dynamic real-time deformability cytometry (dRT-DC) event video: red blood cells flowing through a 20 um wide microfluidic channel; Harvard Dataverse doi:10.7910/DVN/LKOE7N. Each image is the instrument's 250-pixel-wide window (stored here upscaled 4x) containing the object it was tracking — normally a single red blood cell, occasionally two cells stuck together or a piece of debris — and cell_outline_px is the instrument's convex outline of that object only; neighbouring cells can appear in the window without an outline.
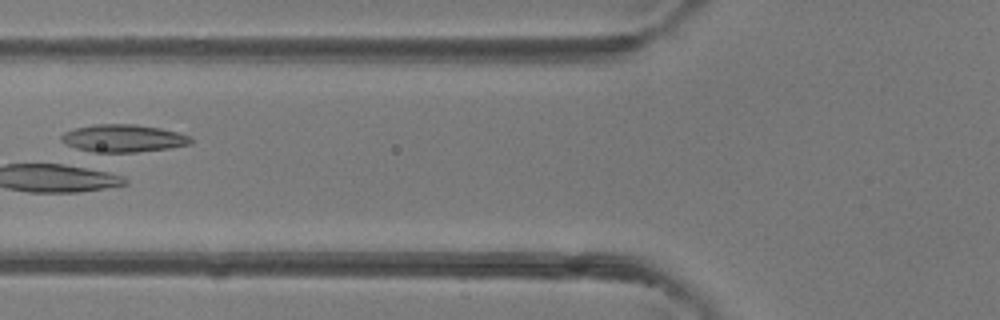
{"species": "common noctule bat (a hibernating species)", "species_latin": "Nyctalus noctula", "temperature_condition": "room temperature", "stored_images_in_passage": 6, "camera_frame_rate_fps": 3000, "um_per_image_px": 0.085, "animal": {"sex": "female"}, "frame": {"image": 1, "passage_image": 6, "time_ms": 5.667, "image_size_px": [1000, 320], "cell_outline_px": [[192, 144], [168, 148], [136, 152], [84, 152], [60, 140], [60, 136], [64, 132], [76, 128], [92, 124], [136, 124], [160, 128], [192, 136]], "centroid_in_image_um": [10.47, 11.75], "position_along_channel_um": 115.3, "area_um2": 20.92}}